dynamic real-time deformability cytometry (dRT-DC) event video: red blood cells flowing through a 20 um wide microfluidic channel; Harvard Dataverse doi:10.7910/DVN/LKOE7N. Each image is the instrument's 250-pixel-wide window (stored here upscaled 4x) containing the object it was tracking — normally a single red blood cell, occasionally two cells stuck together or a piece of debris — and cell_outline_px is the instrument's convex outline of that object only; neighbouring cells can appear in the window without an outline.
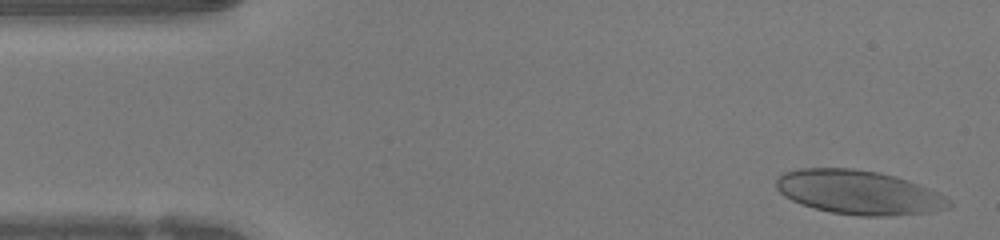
{"species": "human", "species_latin": "Homo sapiens", "temperature_condition": "warm", "stored_images_in_passage": 47, "camera_frame_rate_fps": 3000, "um_per_image_px": 0.085, "donor": {"sex": "female"}, "frame": {"image": 1, "passage_image": 2, "time_ms": 0.333, "image_size_px": [1000, 240], "cell_outline_px": [[952, 208], [932, 212], [884, 216], [860, 216], [832, 212], [816, 208], [792, 200], [784, 196], [776, 188], [776, 180], [784, 172], [800, 168], [852, 168], [880, 172], [896, 176], [908, 180], [940, 192], [952, 200]], "centroid_in_image_um": [73.06, 16.34], "position_along_channel_um": 11.9, "area_um2": 44.62}}
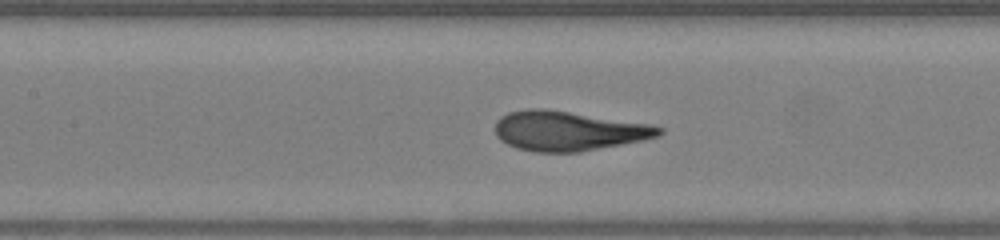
{"frame": {"image": 2, "passage_image": 20, "time_ms": 6.333, "image_size_px": [1000, 240], "cell_outline_px": [[664, 132], [660, 136], [644, 140], [580, 152], [532, 152], [516, 148], [500, 140], [496, 136], [496, 120], [500, 116], [508, 112], [528, 108], [544, 108], [648, 124], [664, 128]], "centroid_in_image_um": [48.28, 11.13], "position_along_channel_um": 159.1, "area_um2": 37.92}}
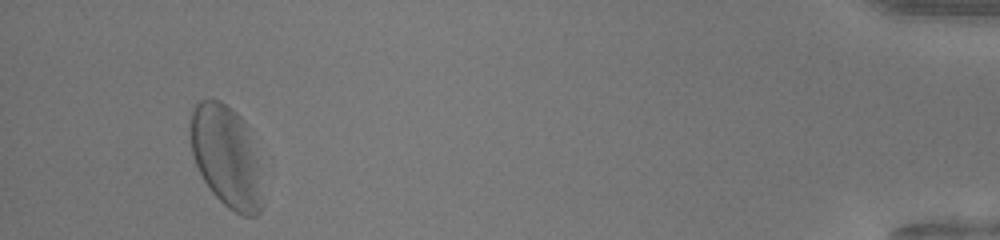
{"frame": {"image": 3, "passage_image": 44, "time_ms": 14.333, "image_size_px": [1000, 240], "cell_outline_px": [[260, 212], [256, 216], [244, 216], [228, 208], [212, 192], [204, 180], [196, 164], [192, 152], [192, 112], [196, 104], [200, 100], [220, 100], [236, 112], [244, 124], [260, 156]], "centroid_in_image_um": [19.26, 13.31], "position_along_channel_um": 415.9, "area_um2": 42.02}, "authors_computed_cell_mechanics": {"area_um2": 40.0554, "velocity_mm_per_s": 4.2088, "shape_relaxation_time_tau1_ms": 2.9373, "shape_relaxation_time_tau2_ms": null, "deformation_change_tau1": 0.1794, "deformation_change_tau2": null}}